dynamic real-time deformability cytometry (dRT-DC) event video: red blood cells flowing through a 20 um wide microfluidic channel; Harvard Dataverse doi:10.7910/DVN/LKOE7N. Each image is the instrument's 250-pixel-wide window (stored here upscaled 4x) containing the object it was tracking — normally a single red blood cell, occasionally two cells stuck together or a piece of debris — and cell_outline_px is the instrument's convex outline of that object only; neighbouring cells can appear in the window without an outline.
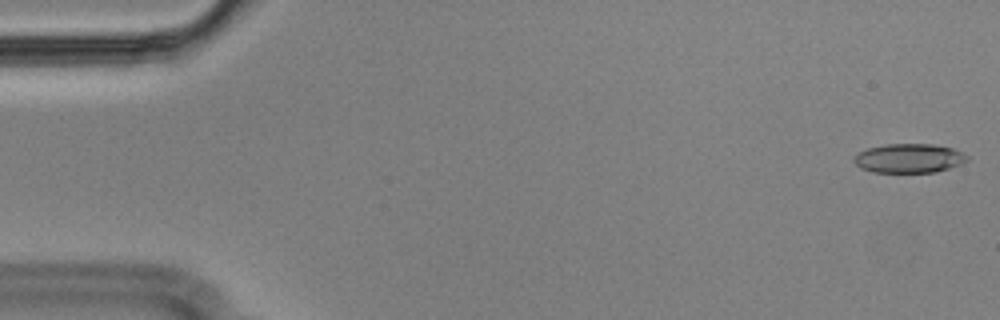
{"species": "Egyptian fruit bat (a non-hibernating species)", "species_latin": "Rousettus aegyptiacus", "temperature_condition": "cold", "stored_images_in_passage": 55, "camera_frame_rate_fps": 3000, "um_per_image_px": 0.085, "animal": {"sex": "male"}, "frame": {"image": 1, "passage_image": 1, "time_ms": 0.0, "image_size_px": [1000, 320], "cell_outline_px": [[968, 160], [960, 164], [936, 172], [872, 172], [860, 168], [852, 160], [860, 152], [868, 148], [884, 144], [936, 144], [952, 148], [964, 152], [968, 156]], "centroid_in_image_um": [77.28, 13.45], "position_along_channel_um": 7.7, "area_um2": 19.25}}
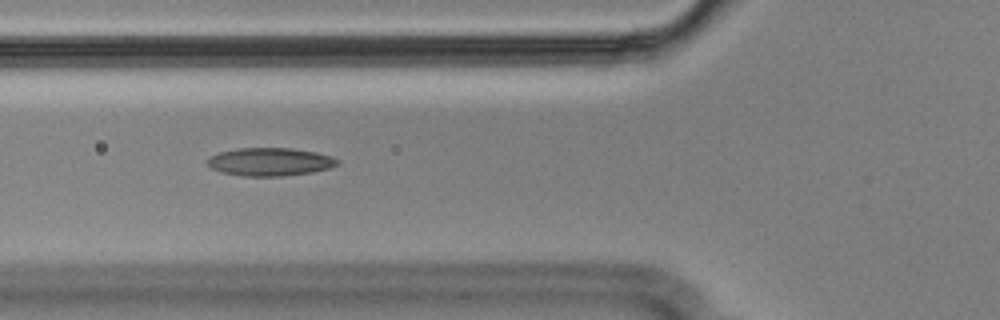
{"frame": {"image": 2, "passage_image": 20, "time_ms": 6.333, "image_size_px": [1000, 320], "cell_outline_px": [[340, 164], [328, 168], [312, 172], [284, 176], [240, 176], [224, 172], [212, 168], [208, 164], [208, 160], [212, 156], [220, 152], [240, 148], [292, 148], [316, 152], [332, 156], [340, 160]], "centroid_in_image_um": [23.01, 13.75], "position_along_channel_um": 102.8, "area_um2": 21.15}}
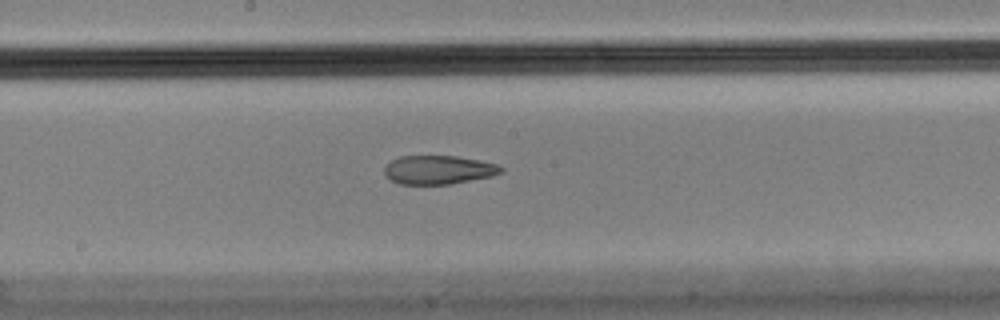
{"frame": {"image": 3, "passage_image": 29, "time_ms": 9.333, "image_size_px": [1000, 320], "cell_outline_px": [[504, 172], [492, 176], [448, 184], [400, 184], [392, 180], [384, 172], [384, 168], [392, 160], [400, 156], [456, 156], [480, 160], [496, 164], [504, 168]], "centroid_in_image_um": [37.3, 14.43], "position_along_channel_um": 210.9, "area_um2": 19.36}, "authors_computed_cell_mechanics": {"area_um2": 20.7502, "velocity_mm_per_s": 3.5868, "shape_relaxation_time_tau1_ms": null, "shape_relaxation_time_tau2_ms": 3.5242, "deformation_change_tau1": null, "deformation_change_tau2": 0.1122}}